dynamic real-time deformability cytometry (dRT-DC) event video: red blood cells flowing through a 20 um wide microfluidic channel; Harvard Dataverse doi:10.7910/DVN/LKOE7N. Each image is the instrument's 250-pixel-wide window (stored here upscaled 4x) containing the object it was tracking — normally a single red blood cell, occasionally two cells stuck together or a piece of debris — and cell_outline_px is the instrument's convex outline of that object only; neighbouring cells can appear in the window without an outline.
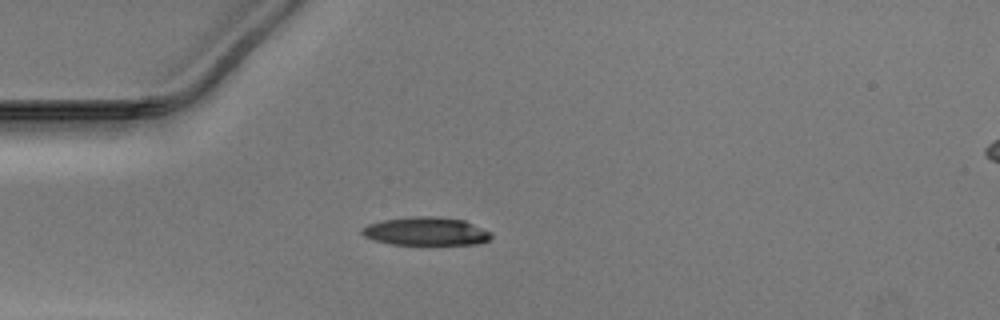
{"species": "Egyptian fruit bat (a non-hibernating species)", "species_latin": "Rousettus aegyptiacus", "temperature_condition": "warm", "stored_images_in_passage": 32, "camera_frame_rate_fps": 3000, "um_per_image_px": 0.085, "animal": {"sex": "male"}, "frame": {"image": 1, "passage_image": 1, "time_ms": 0.0, "image_size_px": [1000, 320], "cell_outline_px": [[492, 236], [488, 240], [480, 244], [392, 244], [376, 240], [364, 236], [360, 232], [360, 228], [368, 224], [384, 220], [412, 216], [436, 216], [464, 220], [492, 232]], "centroid_in_image_um": [36.22, 19.65], "position_along_channel_um": 48.8, "area_um2": 21.27}}
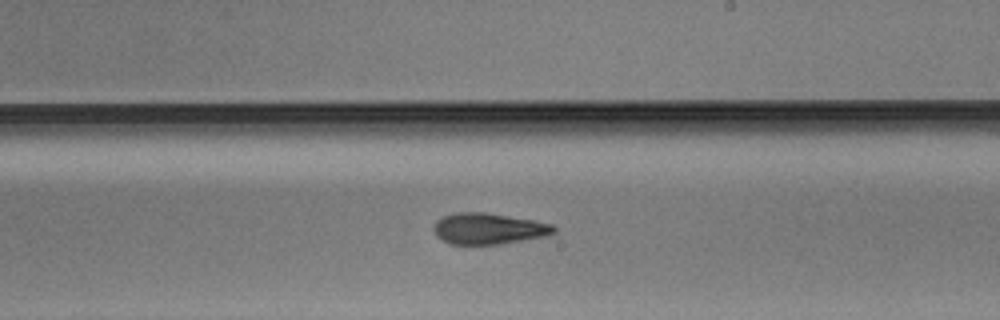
{"frame": {"image": 2, "passage_image": 17, "time_ms": 5.333, "image_size_px": [1000, 320], "cell_outline_px": [[556, 232], [548, 236], [500, 244], [448, 244], [436, 236], [432, 228], [436, 220], [440, 216], [456, 212], [484, 212], [532, 220], [552, 224], [556, 228]], "centroid_in_image_um": [41.49, 19.43], "position_along_channel_um": 247.5, "area_um2": 22.02}}
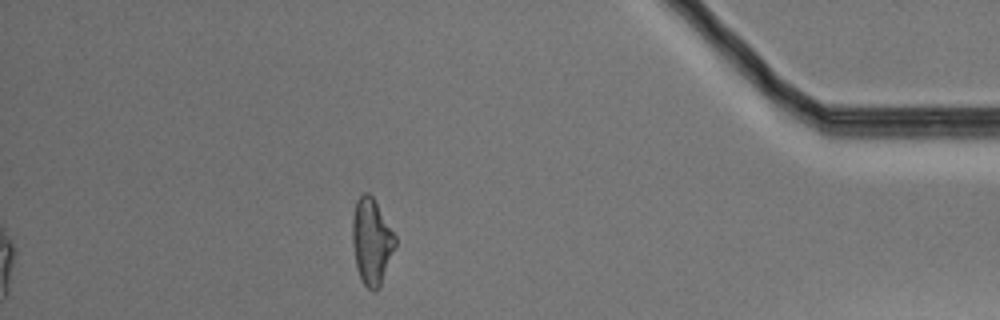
{"frame": {"image": 3, "passage_image": 32, "time_ms": 10.333, "image_size_px": [1000, 320], "cell_outline_px": [[396, 244], [380, 284], [376, 292], [372, 292], [364, 284], [356, 268], [352, 244], [352, 216], [356, 200], [364, 192], [368, 192], [372, 196], [396, 236]], "centroid_in_image_um": [31.56, 20.5], "position_along_channel_um": 403.6, "area_um2": 21.33}}